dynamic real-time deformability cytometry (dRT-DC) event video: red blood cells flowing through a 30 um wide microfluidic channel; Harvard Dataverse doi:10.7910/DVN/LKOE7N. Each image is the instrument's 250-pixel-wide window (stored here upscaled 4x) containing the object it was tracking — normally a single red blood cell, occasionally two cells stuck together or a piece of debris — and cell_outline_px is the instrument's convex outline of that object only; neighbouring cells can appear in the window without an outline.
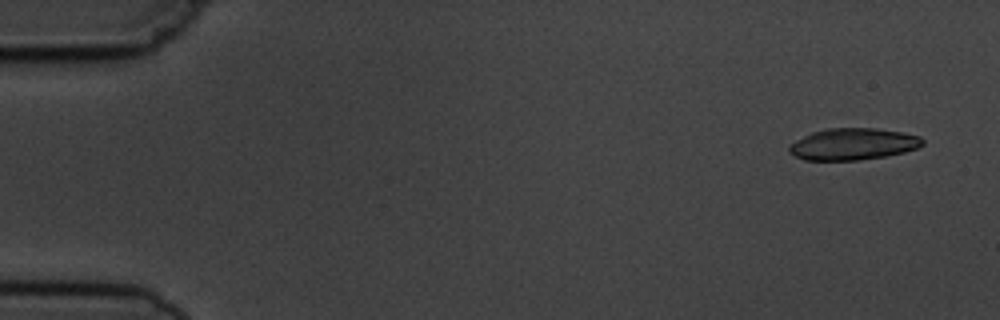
{"species": "common noctule bat (a hibernating species)", "species_latin": "Nyctalus noctula", "temperature_condition": "cold", "stored_images_in_passage": 6, "camera_frame_rate_fps": 3000, "um_per_image_px": 0.085, "animal": {"sex": "male", "body_mass_g": 19.5, "forearm_length_mm": 54.6}, "frame": {"image": 1, "passage_image": 1, "time_ms": 0.0, "image_size_px": [1000, 320], "cell_outline_px": [[924, 144], [916, 148], [904, 152], [884, 156], [860, 160], [804, 160], [788, 152], [788, 144], [812, 132], [828, 128], [876, 128], [900, 132], [920, 136], [924, 140]], "centroid_in_image_um": [72.48, 12.25], "position_along_channel_um": 12.5, "area_um2": 24.62}}
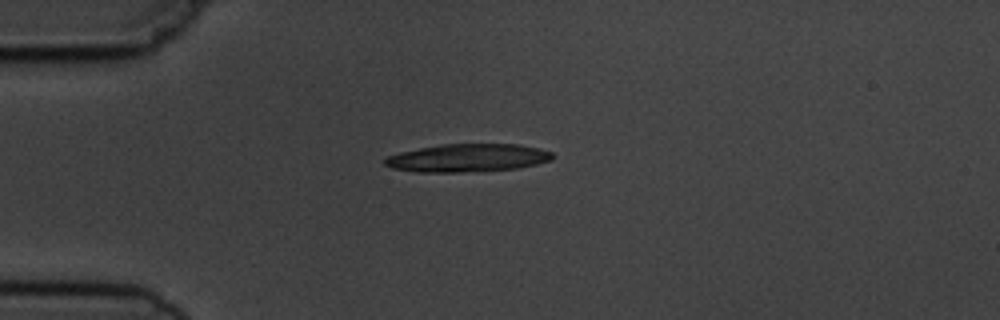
{"frame": {"image": 2, "passage_image": 4, "time_ms": 3.667, "image_size_px": [1000, 320], "cell_outline_px": [[552, 160], [536, 164], [516, 168], [460, 172], [416, 172], [392, 168], [384, 164], [384, 160], [388, 156], [400, 152], [420, 148], [444, 144], [520, 144], [540, 148], [552, 152]], "centroid_in_image_um": [39.75, 13.42], "position_along_channel_um": 45.2, "area_um2": 27.17}}